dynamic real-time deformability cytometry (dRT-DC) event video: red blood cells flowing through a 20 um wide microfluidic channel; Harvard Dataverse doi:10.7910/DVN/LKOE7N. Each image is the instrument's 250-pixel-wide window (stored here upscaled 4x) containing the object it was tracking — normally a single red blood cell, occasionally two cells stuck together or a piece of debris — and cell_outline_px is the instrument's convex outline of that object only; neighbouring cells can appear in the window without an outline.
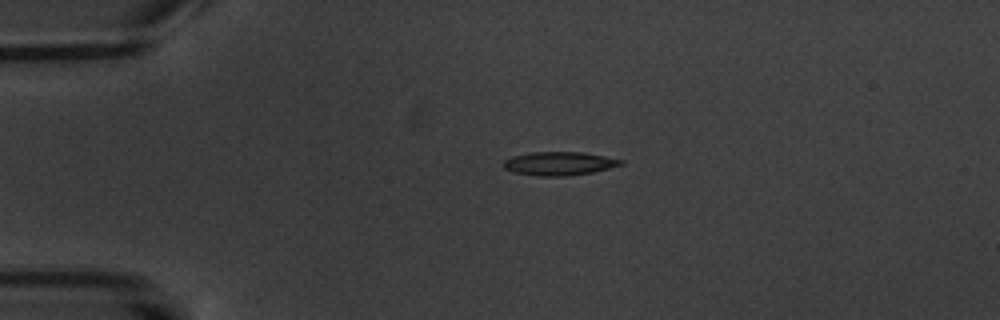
{"species": "common noctule bat (a hibernating species)", "species_latin": "Nyctalus noctula", "temperature_condition": "warm", "stored_images_in_passage": 3, "camera_frame_rate_fps": 3000, "um_per_image_px": 0.085, "animal": {"sex": "male", "body_mass_g": 20.1, "forearm_length_mm": 53.5}, "frame": {"image": 1, "passage_image": 2, "time_ms": 1.333, "image_size_px": [1000, 320], "cell_outline_px": [[624, 164], [592, 172], [568, 176], [536, 176], [512, 172], [504, 168], [504, 160], [512, 156], [528, 152], [584, 152], [624, 160]], "centroid_in_image_um": [47.51, 13.9], "position_along_channel_um": 37.5, "area_um2": 16.18}}